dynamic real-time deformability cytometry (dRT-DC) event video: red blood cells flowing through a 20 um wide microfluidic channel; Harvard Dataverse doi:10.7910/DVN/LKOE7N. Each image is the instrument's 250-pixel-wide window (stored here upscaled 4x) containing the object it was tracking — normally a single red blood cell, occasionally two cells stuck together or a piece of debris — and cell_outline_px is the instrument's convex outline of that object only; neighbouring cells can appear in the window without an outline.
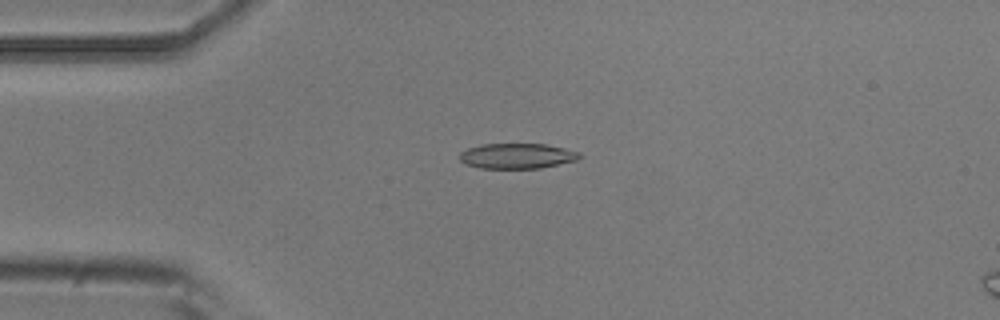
{"species": "common noctule bat (a hibernating species)", "species_latin": "Nyctalus noctula", "temperature_condition": "room temperature", "stored_images_in_passage": 41, "camera_frame_rate_fps": 3000, "um_per_image_px": 0.085, "animal": {"sex": "male", "body_mass_g": 20.5, "forearm_length_mm": 52.5}, "frame": {"image": 1, "passage_image": 2, "time_ms": 0.333, "image_size_px": [1000, 320], "cell_outline_px": [[584, 156], [576, 160], [540, 168], [480, 168], [464, 164], [460, 160], [460, 152], [468, 148], [480, 144], [544, 144], [564, 148], [580, 152]], "centroid_in_image_um": [43.94, 13.25], "position_along_channel_um": 41.1, "area_um2": 17.69}}
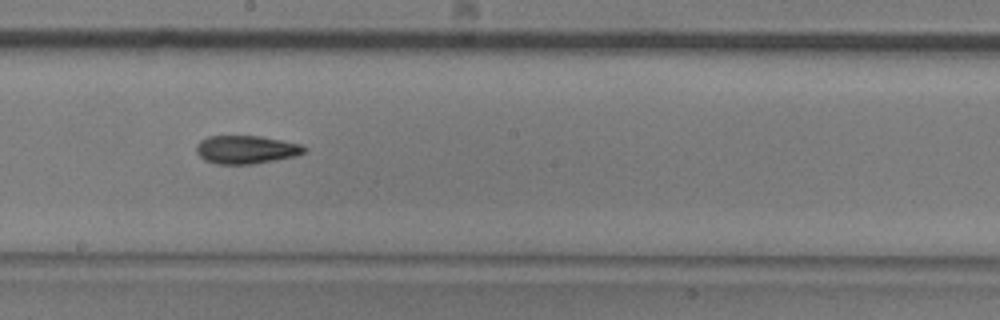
{"frame": {"image": 2, "passage_image": 18, "time_ms": 5.667, "image_size_px": [1000, 320], "cell_outline_px": [[308, 148], [304, 152], [296, 156], [252, 164], [216, 164], [204, 160], [196, 152], [196, 144], [200, 140], [208, 136], [260, 136], [300, 144]], "centroid_in_image_um": [20.89, 12.71], "position_along_channel_um": 227.3, "area_um2": 17.74}}
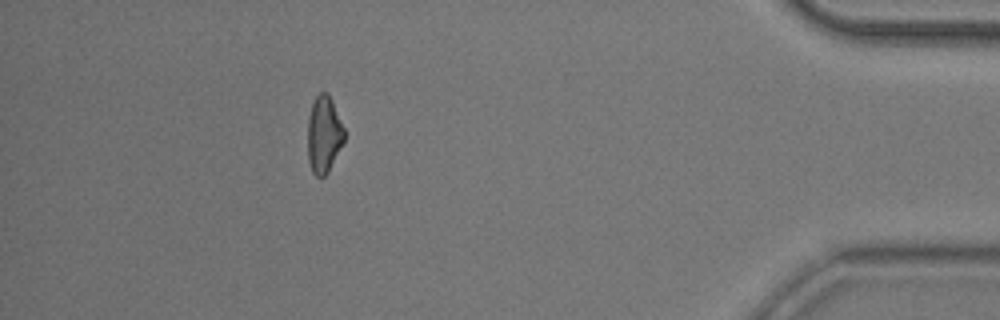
{"frame": {"image": 3, "passage_image": 36, "time_ms": 11.667, "image_size_px": [1000, 320], "cell_outline_px": [[344, 140], [328, 172], [320, 180], [312, 172], [308, 160], [308, 116], [312, 104], [316, 96], [320, 92], [328, 92], [332, 100], [344, 128]], "centroid_in_image_um": [27.52, 11.44], "position_along_channel_um": 407.7, "area_um2": 16.42}, "authors_computed_cell_mechanics": {"area_um2": 17.5712, "velocity_mm_per_s": 3.8873, "shape_relaxation_time_tau1_ms": 4.3699, "shape_relaxation_time_tau2_ms": 3.876, "deformation_change_tau1": 0.1404, "deformation_change_tau2": 0.1138}}